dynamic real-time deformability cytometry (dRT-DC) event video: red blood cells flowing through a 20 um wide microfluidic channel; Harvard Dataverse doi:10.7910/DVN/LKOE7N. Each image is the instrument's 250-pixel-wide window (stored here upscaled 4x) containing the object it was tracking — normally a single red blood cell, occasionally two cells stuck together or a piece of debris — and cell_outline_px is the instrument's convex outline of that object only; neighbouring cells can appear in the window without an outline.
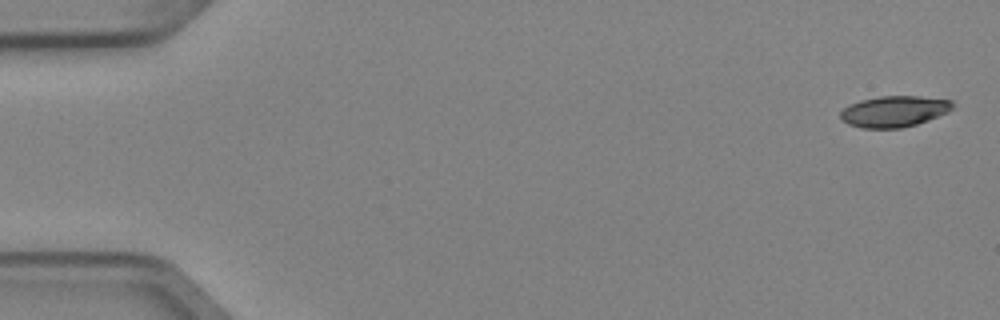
{"species": "Egyptian fruit bat (a non-hibernating species)", "species_latin": "Rousettus aegyptiacus", "temperature_condition": "cold", "stored_images_in_passage": 4, "camera_frame_rate_fps": 3000, "um_per_image_px": 0.085, "animal": {"sex": "female"}, "frame": {"image": 1, "passage_image": 1, "time_ms": 0.0, "image_size_px": [1000, 320], "cell_outline_px": [[956, 104], [948, 112], [928, 120], [916, 124], [900, 128], [860, 128], [848, 124], [840, 120], [840, 112], [844, 108], [860, 100], [880, 96], [920, 96], [952, 100]], "centroid_in_image_um": [76.01, 9.47], "position_along_channel_um": 9.0, "area_um2": 20.4}}
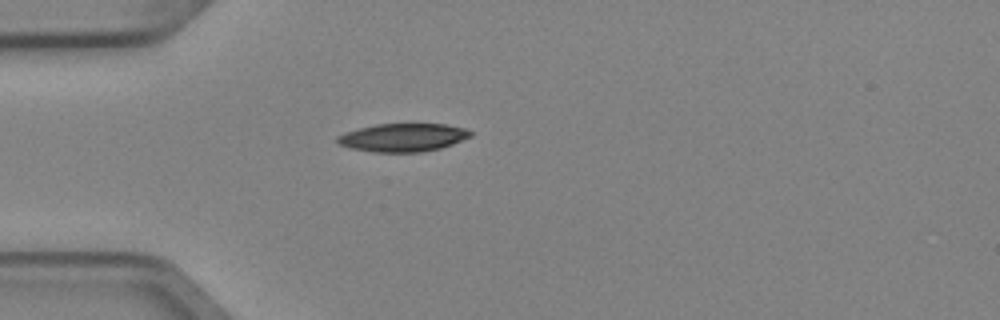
{"frame": {"image": 2, "passage_image": 4, "time_ms": 1.0, "image_size_px": [1000, 320], "cell_outline_px": [[472, 136], [452, 144], [440, 148], [420, 152], [372, 152], [352, 148], [340, 144], [336, 140], [336, 136], [344, 132], [376, 124], [444, 124], [464, 128], [472, 132]], "centroid_in_image_um": [34.24, 11.68], "position_along_channel_um": 50.8, "area_um2": 21.73}}